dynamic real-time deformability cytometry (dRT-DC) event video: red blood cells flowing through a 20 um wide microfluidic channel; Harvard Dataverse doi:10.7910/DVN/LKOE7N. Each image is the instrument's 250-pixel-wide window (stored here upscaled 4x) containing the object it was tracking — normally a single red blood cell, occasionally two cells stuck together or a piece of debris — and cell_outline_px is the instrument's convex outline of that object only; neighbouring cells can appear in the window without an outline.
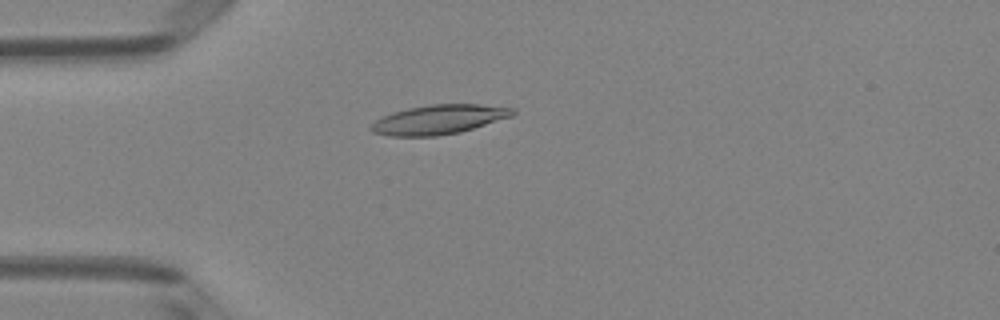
{"species": "Egyptian fruit bat (a non-hibernating species)", "species_latin": "Rousettus aegyptiacus", "temperature_condition": "room temperature", "stored_images_in_passage": 51, "camera_frame_rate_fps": 3000, "um_per_image_px": 0.085, "animal": {"sex": "female"}, "frame": {"image": 1, "passage_image": 14, "time_ms": 4.333, "image_size_px": [1000, 320], "cell_outline_px": [[516, 112], [512, 116], [460, 132], [436, 136], [388, 136], [372, 132], [368, 128], [376, 120], [392, 112], [408, 108], [428, 104], [480, 104], [516, 108]], "centroid_in_image_um": [37.3, 10.15], "position_along_channel_um": 47.7, "area_um2": 24.28}}
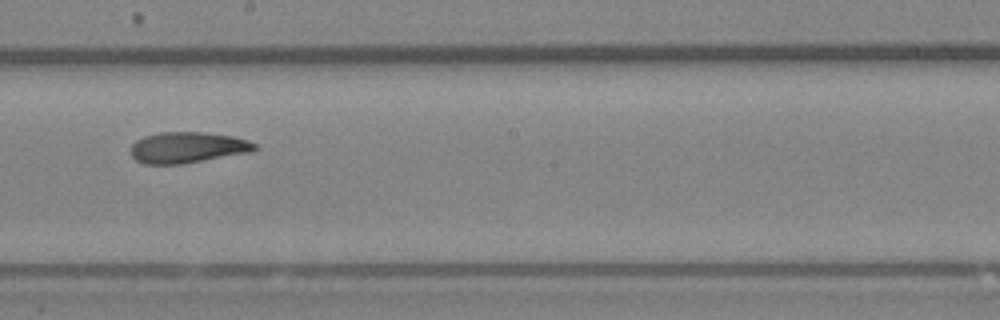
{"frame": {"image": 2, "passage_image": 29, "time_ms": 9.333, "image_size_px": [1000, 320], "cell_outline_px": [[256, 148], [252, 152], [180, 164], [144, 164], [136, 160], [132, 156], [132, 144], [136, 140], [144, 136], [160, 132], [204, 132], [232, 136], [248, 140], [256, 144]], "centroid_in_image_um": [15.94, 12.53], "position_along_channel_um": 232.3, "area_um2": 22.31}}
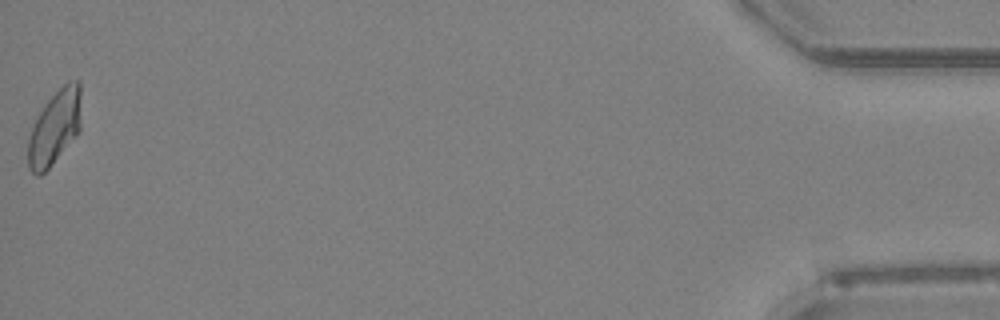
{"frame": {"image": 3, "passage_image": 51, "time_ms": 16.667, "image_size_px": [1000, 320], "cell_outline_px": [[80, 132], [48, 168], [40, 176], [36, 176], [28, 168], [28, 140], [36, 116], [48, 100], [68, 80], [80, 80]], "centroid_in_image_um": [4.65, 10.83], "position_along_channel_um": 430.5, "area_um2": 22.95}, "authors_computed_cell_mechanics": {"area_um2": 22.9466, "velocity_mm_per_s": 4.0175, "shape_relaxation_time_tau1_ms": 8.7861, "shape_relaxation_time_tau2_ms": 5.6096, "deformation_change_tau1": 0.2114, "deformation_change_tau2": 0.126}}